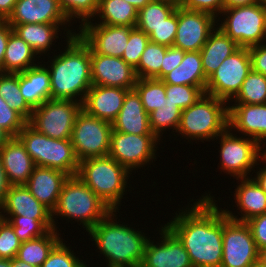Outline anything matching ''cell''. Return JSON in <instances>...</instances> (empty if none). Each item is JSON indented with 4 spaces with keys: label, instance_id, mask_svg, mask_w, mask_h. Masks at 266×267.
<instances>
[{
    "label": "cell",
    "instance_id": "obj_9",
    "mask_svg": "<svg viewBox=\"0 0 266 267\" xmlns=\"http://www.w3.org/2000/svg\"><path fill=\"white\" fill-rule=\"evenodd\" d=\"M112 130V123L91 116L81 109L70 138L78 161L107 156Z\"/></svg>",
    "mask_w": 266,
    "mask_h": 267
},
{
    "label": "cell",
    "instance_id": "obj_5",
    "mask_svg": "<svg viewBox=\"0 0 266 267\" xmlns=\"http://www.w3.org/2000/svg\"><path fill=\"white\" fill-rule=\"evenodd\" d=\"M131 173L109 155L79 162L77 176L112 210H120Z\"/></svg>",
    "mask_w": 266,
    "mask_h": 267
},
{
    "label": "cell",
    "instance_id": "obj_22",
    "mask_svg": "<svg viewBox=\"0 0 266 267\" xmlns=\"http://www.w3.org/2000/svg\"><path fill=\"white\" fill-rule=\"evenodd\" d=\"M69 178L63 171L35 166L25 186L51 212L54 210L62 186Z\"/></svg>",
    "mask_w": 266,
    "mask_h": 267
},
{
    "label": "cell",
    "instance_id": "obj_39",
    "mask_svg": "<svg viewBox=\"0 0 266 267\" xmlns=\"http://www.w3.org/2000/svg\"><path fill=\"white\" fill-rule=\"evenodd\" d=\"M233 99L234 104H266V76L252 69Z\"/></svg>",
    "mask_w": 266,
    "mask_h": 267
},
{
    "label": "cell",
    "instance_id": "obj_58",
    "mask_svg": "<svg viewBox=\"0 0 266 267\" xmlns=\"http://www.w3.org/2000/svg\"><path fill=\"white\" fill-rule=\"evenodd\" d=\"M12 138V136L5 131L3 128L0 127V148L7 143L10 139Z\"/></svg>",
    "mask_w": 266,
    "mask_h": 267
},
{
    "label": "cell",
    "instance_id": "obj_48",
    "mask_svg": "<svg viewBox=\"0 0 266 267\" xmlns=\"http://www.w3.org/2000/svg\"><path fill=\"white\" fill-rule=\"evenodd\" d=\"M187 10L206 12L214 17H218V22L220 17L219 13L224 10V0H185L181 6Z\"/></svg>",
    "mask_w": 266,
    "mask_h": 267
},
{
    "label": "cell",
    "instance_id": "obj_4",
    "mask_svg": "<svg viewBox=\"0 0 266 267\" xmlns=\"http://www.w3.org/2000/svg\"><path fill=\"white\" fill-rule=\"evenodd\" d=\"M111 210L77 175L69 176L51 212L53 227L57 230L55 218L61 216L80 222L88 232Z\"/></svg>",
    "mask_w": 266,
    "mask_h": 267
},
{
    "label": "cell",
    "instance_id": "obj_40",
    "mask_svg": "<svg viewBox=\"0 0 266 267\" xmlns=\"http://www.w3.org/2000/svg\"><path fill=\"white\" fill-rule=\"evenodd\" d=\"M134 89L140 95L145 111L150 114L160 108L166 98L165 83L154 78H138Z\"/></svg>",
    "mask_w": 266,
    "mask_h": 267
},
{
    "label": "cell",
    "instance_id": "obj_44",
    "mask_svg": "<svg viewBox=\"0 0 266 267\" xmlns=\"http://www.w3.org/2000/svg\"><path fill=\"white\" fill-rule=\"evenodd\" d=\"M149 41V36L144 31L134 27L129 34V40L123 52L122 59L135 68L139 64L141 54Z\"/></svg>",
    "mask_w": 266,
    "mask_h": 267
},
{
    "label": "cell",
    "instance_id": "obj_62",
    "mask_svg": "<svg viewBox=\"0 0 266 267\" xmlns=\"http://www.w3.org/2000/svg\"><path fill=\"white\" fill-rule=\"evenodd\" d=\"M0 267H12V260L0 258Z\"/></svg>",
    "mask_w": 266,
    "mask_h": 267
},
{
    "label": "cell",
    "instance_id": "obj_46",
    "mask_svg": "<svg viewBox=\"0 0 266 267\" xmlns=\"http://www.w3.org/2000/svg\"><path fill=\"white\" fill-rule=\"evenodd\" d=\"M178 28L177 8L160 26L155 28V31L149 35L150 42L173 46L176 32Z\"/></svg>",
    "mask_w": 266,
    "mask_h": 267
},
{
    "label": "cell",
    "instance_id": "obj_3",
    "mask_svg": "<svg viewBox=\"0 0 266 267\" xmlns=\"http://www.w3.org/2000/svg\"><path fill=\"white\" fill-rule=\"evenodd\" d=\"M116 212L111 210L88 235L105 257L107 267H140L149 238L142 230L136 231L124 222L120 224L114 219Z\"/></svg>",
    "mask_w": 266,
    "mask_h": 267
},
{
    "label": "cell",
    "instance_id": "obj_61",
    "mask_svg": "<svg viewBox=\"0 0 266 267\" xmlns=\"http://www.w3.org/2000/svg\"><path fill=\"white\" fill-rule=\"evenodd\" d=\"M156 1L167 2V3L174 5L177 8V7H181L185 0H156Z\"/></svg>",
    "mask_w": 266,
    "mask_h": 267
},
{
    "label": "cell",
    "instance_id": "obj_35",
    "mask_svg": "<svg viewBox=\"0 0 266 267\" xmlns=\"http://www.w3.org/2000/svg\"><path fill=\"white\" fill-rule=\"evenodd\" d=\"M176 10L170 3L152 0L145 7L138 10L136 28L144 31L148 36L155 31Z\"/></svg>",
    "mask_w": 266,
    "mask_h": 267
},
{
    "label": "cell",
    "instance_id": "obj_60",
    "mask_svg": "<svg viewBox=\"0 0 266 267\" xmlns=\"http://www.w3.org/2000/svg\"><path fill=\"white\" fill-rule=\"evenodd\" d=\"M258 261L266 267V248L259 250Z\"/></svg>",
    "mask_w": 266,
    "mask_h": 267
},
{
    "label": "cell",
    "instance_id": "obj_1",
    "mask_svg": "<svg viewBox=\"0 0 266 267\" xmlns=\"http://www.w3.org/2000/svg\"><path fill=\"white\" fill-rule=\"evenodd\" d=\"M213 198L202 195L165 224L182 242L193 267H221L223 210Z\"/></svg>",
    "mask_w": 266,
    "mask_h": 267
},
{
    "label": "cell",
    "instance_id": "obj_50",
    "mask_svg": "<svg viewBox=\"0 0 266 267\" xmlns=\"http://www.w3.org/2000/svg\"><path fill=\"white\" fill-rule=\"evenodd\" d=\"M186 51L180 48L170 46L166 49L165 55L163 57V64L161 65V79L171 72L174 68L180 65L183 60L184 53Z\"/></svg>",
    "mask_w": 266,
    "mask_h": 267
},
{
    "label": "cell",
    "instance_id": "obj_31",
    "mask_svg": "<svg viewBox=\"0 0 266 267\" xmlns=\"http://www.w3.org/2000/svg\"><path fill=\"white\" fill-rule=\"evenodd\" d=\"M36 56L32 48L12 31L4 54L3 73H18L37 65Z\"/></svg>",
    "mask_w": 266,
    "mask_h": 267
},
{
    "label": "cell",
    "instance_id": "obj_17",
    "mask_svg": "<svg viewBox=\"0 0 266 267\" xmlns=\"http://www.w3.org/2000/svg\"><path fill=\"white\" fill-rule=\"evenodd\" d=\"M159 233L160 243L155 244L149 237L140 267H193L182 242L166 225Z\"/></svg>",
    "mask_w": 266,
    "mask_h": 267
},
{
    "label": "cell",
    "instance_id": "obj_15",
    "mask_svg": "<svg viewBox=\"0 0 266 267\" xmlns=\"http://www.w3.org/2000/svg\"><path fill=\"white\" fill-rule=\"evenodd\" d=\"M177 21L173 46L186 52L200 51L218 23L217 18L209 13L182 7H177Z\"/></svg>",
    "mask_w": 266,
    "mask_h": 267
},
{
    "label": "cell",
    "instance_id": "obj_27",
    "mask_svg": "<svg viewBox=\"0 0 266 267\" xmlns=\"http://www.w3.org/2000/svg\"><path fill=\"white\" fill-rule=\"evenodd\" d=\"M37 63V65L19 72L20 93L32 109L51 99L49 70L45 64H40L42 62L38 61Z\"/></svg>",
    "mask_w": 266,
    "mask_h": 267
},
{
    "label": "cell",
    "instance_id": "obj_26",
    "mask_svg": "<svg viewBox=\"0 0 266 267\" xmlns=\"http://www.w3.org/2000/svg\"><path fill=\"white\" fill-rule=\"evenodd\" d=\"M0 212L1 216L21 215L28 219L52 220L51 211L40 203L25 185H11L9 187Z\"/></svg>",
    "mask_w": 266,
    "mask_h": 267
},
{
    "label": "cell",
    "instance_id": "obj_18",
    "mask_svg": "<svg viewBox=\"0 0 266 267\" xmlns=\"http://www.w3.org/2000/svg\"><path fill=\"white\" fill-rule=\"evenodd\" d=\"M137 79L135 69L122 58L91 53L92 85L132 90Z\"/></svg>",
    "mask_w": 266,
    "mask_h": 267
},
{
    "label": "cell",
    "instance_id": "obj_11",
    "mask_svg": "<svg viewBox=\"0 0 266 267\" xmlns=\"http://www.w3.org/2000/svg\"><path fill=\"white\" fill-rule=\"evenodd\" d=\"M251 70L252 61L249 49L239 47L208 78L205 94L225 100L230 104Z\"/></svg>",
    "mask_w": 266,
    "mask_h": 267
},
{
    "label": "cell",
    "instance_id": "obj_49",
    "mask_svg": "<svg viewBox=\"0 0 266 267\" xmlns=\"http://www.w3.org/2000/svg\"><path fill=\"white\" fill-rule=\"evenodd\" d=\"M246 224L251 230L258 250L266 248V213L249 219Z\"/></svg>",
    "mask_w": 266,
    "mask_h": 267
},
{
    "label": "cell",
    "instance_id": "obj_38",
    "mask_svg": "<svg viewBox=\"0 0 266 267\" xmlns=\"http://www.w3.org/2000/svg\"><path fill=\"white\" fill-rule=\"evenodd\" d=\"M168 47L150 42L141 54L139 64L134 68L137 78H154L161 80V65Z\"/></svg>",
    "mask_w": 266,
    "mask_h": 267
},
{
    "label": "cell",
    "instance_id": "obj_6",
    "mask_svg": "<svg viewBox=\"0 0 266 267\" xmlns=\"http://www.w3.org/2000/svg\"><path fill=\"white\" fill-rule=\"evenodd\" d=\"M227 104V105H226ZM228 128V103L204 94L195 104L182 110L177 133L192 140H216ZM190 139V140H189Z\"/></svg>",
    "mask_w": 266,
    "mask_h": 267
},
{
    "label": "cell",
    "instance_id": "obj_59",
    "mask_svg": "<svg viewBox=\"0 0 266 267\" xmlns=\"http://www.w3.org/2000/svg\"><path fill=\"white\" fill-rule=\"evenodd\" d=\"M12 260V267H37L31 264H28L24 261L19 260L17 257L11 259Z\"/></svg>",
    "mask_w": 266,
    "mask_h": 267
},
{
    "label": "cell",
    "instance_id": "obj_16",
    "mask_svg": "<svg viewBox=\"0 0 266 267\" xmlns=\"http://www.w3.org/2000/svg\"><path fill=\"white\" fill-rule=\"evenodd\" d=\"M134 27L113 26L86 22L77 33L89 46L90 53L122 58L129 40V34Z\"/></svg>",
    "mask_w": 266,
    "mask_h": 267
},
{
    "label": "cell",
    "instance_id": "obj_65",
    "mask_svg": "<svg viewBox=\"0 0 266 267\" xmlns=\"http://www.w3.org/2000/svg\"><path fill=\"white\" fill-rule=\"evenodd\" d=\"M263 4H264V9H265V20H266V2H264Z\"/></svg>",
    "mask_w": 266,
    "mask_h": 267
},
{
    "label": "cell",
    "instance_id": "obj_51",
    "mask_svg": "<svg viewBox=\"0 0 266 267\" xmlns=\"http://www.w3.org/2000/svg\"><path fill=\"white\" fill-rule=\"evenodd\" d=\"M248 49L251 55L252 69L266 76V43Z\"/></svg>",
    "mask_w": 266,
    "mask_h": 267
},
{
    "label": "cell",
    "instance_id": "obj_57",
    "mask_svg": "<svg viewBox=\"0 0 266 267\" xmlns=\"http://www.w3.org/2000/svg\"><path fill=\"white\" fill-rule=\"evenodd\" d=\"M126 3H130L133 5L137 10L145 7L149 2L152 0H124Z\"/></svg>",
    "mask_w": 266,
    "mask_h": 267
},
{
    "label": "cell",
    "instance_id": "obj_64",
    "mask_svg": "<svg viewBox=\"0 0 266 267\" xmlns=\"http://www.w3.org/2000/svg\"><path fill=\"white\" fill-rule=\"evenodd\" d=\"M250 267H265L259 261L253 263Z\"/></svg>",
    "mask_w": 266,
    "mask_h": 267
},
{
    "label": "cell",
    "instance_id": "obj_47",
    "mask_svg": "<svg viewBox=\"0 0 266 267\" xmlns=\"http://www.w3.org/2000/svg\"><path fill=\"white\" fill-rule=\"evenodd\" d=\"M28 122L15 110L11 109L0 96V127L12 137H17Z\"/></svg>",
    "mask_w": 266,
    "mask_h": 267
},
{
    "label": "cell",
    "instance_id": "obj_28",
    "mask_svg": "<svg viewBox=\"0 0 266 267\" xmlns=\"http://www.w3.org/2000/svg\"><path fill=\"white\" fill-rule=\"evenodd\" d=\"M239 48L217 26L200 50L204 74L208 79L222 62Z\"/></svg>",
    "mask_w": 266,
    "mask_h": 267
},
{
    "label": "cell",
    "instance_id": "obj_63",
    "mask_svg": "<svg viewBox=\"0 0 266 267\" xmlns=\"http://www.w3.org/2000/svg\"><path fill=\"white\" fill-rule=\"evenodd\" d=\"M263 146L266 148V143H264L261 147H263ZM264 147L261 148V150H264L261 152V158L266 162V149H264Z\"/></svg>",
    "mask_w": 266,
    "mask_h": 267
},
{
    "label": "cell",
    "instance_id": "obj_8",
    "mask_svg": "<svg viewBox=\"0 0 266 267\" xmlns=\"http://www.w3.org/2000/svg\"><path fill=\"white\" fill-rule=\"evenodd\" d=\"M218 28L239 47L250 48L266 42V20L263 2L224 9ZM225 15V16H224ZM227 16V17H226Z\"/></svg>",
    "mask_w": 266,
    "mask_h": 267
},
{
    "label": "cell",
    "instance_id": "obj_55",
    "mask_svg": "<svg viewBox=\"0 0 266 267\" xmlns=\"http://www.w3.org/2000/svg\"><path fill=\"white\" fill-rule=\"evenodd\" d=\"M260 160L262 161V163L265 165L263 166V168H259L258 172H255L256 176H253L252 178L258 183V185L261 187V189L266 193V162L260 158Z\"/></svg>",
    "mask_w": 266,
    "mask_h": 267
},
{
    "label": "cell",
    "instance_id": "obj_24",
    "mask_svg": "<svg viewBox=\"0 0 266 267\" xmlns=\"http://www.w3.org/2000/svg\"><path fill=\"white\" fill-rule=\"evenodd\" d=\"M0 157L10 185H25L35 164L17 137H12L0 148Z\"/></svg>",
    "mask_w": 266,
    "mask_h": 267
},
{
    "label": "cell",
    "instance_id": "obj_56",
    "mask_svg": "<svg viewBox=\"0 0 266 267\" xmlns=\"http://www.w3.org/2000/svg\"><path fill=\"white\" fill-rule=\"evenodd\" d=\"M258 2L259 0H224V9L238 6H250Z\"/></svg>",
    "mask_w": 266,
    "mask_h": 267
},
{
    "label": "cell",
    "instance_id": "obj_34",
    "mask_svg": "<svg viewBox=\"0 0 266 267\" xmlns=\"http://www.w3.org/2000/svg\"><path fill=\"white\" fill-rule=\"evenodd\" d=\"M0 96L7 105L18 112L27 122L30 121L33 109L28 105L19 88L18 73L0 72Z\"/></svg>",
    "mask_w": 266,
    "mask_h": 267
},
{
    "label": "cell",
    "instance_id": "obj_37",
    "mask_svg": "<svg viewBox=\"0 0 266 267\" xmlns=\"http://www.w3.org/2000/svg\"><path fill=\"white\" fill-rule=\"evenodd\" d=\"M1 218L13 227L15 234L21 242L42 237L54 229L52 220L28 219L21 215H7L1 216Z\"/></svg>",
    "mask_w": 266,
    "mask_h": 267
},
{
    "label": "cell",
    "instance_id": "obj_42",
    "mask_svg": "<svg viewBox=\"0 0 266 267\" xmlns=\"http://www.w3.org/2000/svg\"><path fill=\"white\" fill-rule=\"evenodd\" d=\"M165 92L166 98L184 110L195 104L205 94V87L165 84Z\"/></svg>",
    "mask_w": 266,
    "mask_h": 267
},
{
    "label": "cell",
    "instance_id": "obj_23",
    "mask_svg": "<svg viewBox=\"0 0 266 267\" xmlns=\"http://www.w3.org/2000/svg\"><path fill=\"white\" fill-rule=\"evenodd\" d=\"M239 180L235 188L234 200L237 210L241 213L240 218L228 209H223L226 216L235 221L246 222L249 219L266 213V193L261 189L253 178H236ZM234 214V215H233Z\"/></svg>",
    "mask_w": 266,
    "mask_h": 267
},
{
    "label": "cell",
    "instance_id": "obj_13",
    "mask_svg": "<svg viewBox=\"0 0 266 267\" xmlns=\"http://www.w3.org/2000/svg\"><path fill=\"white\" fill-rule=\"evenodd\" d=\"M221 267H250L258 261L259 250L246 222L229 219L223 210Z\"/></svg>",
    "mask_w": 266,
    "mask_h": 267
},
{
    "label": "cell",
    "instance_id": "obj_30",
    "mask_svg": "<svg viewBox=\"0 0 266 267\" xmlns=\"http://www.w3.org/2000/svg\"><path fill=\"white\" fill-rule=\"evenodd\" d=\"M66 24H19L10 25L13 31L23 39L37 55L51 50L52 42L59 38V27Z\"/></svg>",
    "mask_w": 266,
    "mask_h": 267
},
{
    "label": "cell",
    "instance_id": "obj_20",
    "mask_svg": "<svg viewBox=\"0 0 266 267\" xmlns=\"http://www.w3.org/2000/svg\"><path fill=\"white\" fill-rule=\"evenodd\" d=\"M228 128L262 146V142L266 143V104H229Z\"/></svg>",
    "mask_w": 266,
    "mask_h": 267
},
{
    "label": "cell",
    "instance_id": "obj_36",
    "mask_svg": "<svg viewBox=\"0 0 266 267\" xmlns=\"http://www.w3.org/2000/svg\"><path fill=\"white\" fill-rule=\"evenodd\" d=\"M182 110L169 98H165L160 108L149 114V126L151 132L160 140L163 132L173 129L177 132ZM175 130V131H174ZM163 131V132H162Z\"/></svg>",
    "mask_w": 266,
    "mask_h": 267
},
{
    "label": "cell",
    "instance_id": "obj_7",
    "mask_svg": "<svg viewBox=\"0 0 266 267\" xmlns=\"http://www.w3.org/2000/svg\"><path fill=\"white\" fill-rule=\"evenodd\" d=\"M17 138L25 146L35 166L57 169L69 176L78 173L79 161L70 139H54L38 132L27 123Z\"/></svg>",
    "mask_w": 266,
    "mask_h": 267
},
{
    "label": "cell",
    "instance_id": "obj_41",
    "mask_svg": "<svg viewBox=\"0 0 266 267\" xmlns=\"http://www.w3.org/2000/svg\"><path fill=\"white\" fill-rule=\"evenodd\" d=\"M58 2L70 24L75 18L81 19L79 27L88 21H94L92 18L95 17L99 4V0H58Z\"/></svg>",
    "mask_w": 266,
    "mask_h": 267
},
{
    "label": "cell",
    "instance_id": "obj_32",
    "mask_svg": "<svg viewBox=\"0 0 266 267\" xmlns=\"http://www.w3.org/2000/svg\"><path fill=\"white\" fill-rule=\"evenodd\" d=\"M96 17L98 24L135 27L138 10L124 0H99Z\"/></svg>",
    "mask_w": 266,
    "mask_h": 267
},
{
    "label": "cell",
    "instance_id": "obj_54",
    "mask_svg": "<svg viewBox=\"0 0 266 267\" xmlns=\"http://www.w3.org/2000/svg\"><path fill=\"white\" fill-rule=\"evenodd\" d=\"M17 0H0V20H7L12 14Z\"/></svg>",
    "mask_w": 266,
    "mask_h": 267
},
{
    "label": "cell",
    "instance_id": "obj_43",
    "mask_svg": "<svg viewBox=\"0 0 266 267\" xmlns=\"http://www.w3.org/2000/svg\"><path fill=\"white\" fill-rule=\"evenodd\" d=\"M62 239L50 252L41 267H87L86 262L76 257L69 246Z\"/></svg>",
    "mask_w": 266,
    "mask_h": 267
},
{
    "label": "cell",
    "instance_id": "obj_12",
    "mask_svg": "<svg viewBox=\"0 0 266 267\" xmlns=\"http://www.w3.org/2000/svg\"><path fill=\"white\" fill-rule=\"evenodd\" d=\"M82 103L72 100H46L33 109L28 122L38 132L54 139H70Z\"/></svg>",
    "mask_w": 266,
    "mask_h": 267
},
{
    "label": "cell",
    "instance_id": "obj_14",
    "mask_svg": "<svg viewBox=\"0 0 266 267\" xmlns=\"http://www.w3.org/2000/svg\"><path fill=\"white\" fill-rule=\"evenodd\" d=\"M160 141L155 135H135L112 130L108 155L132 174L133 169H141L155 161L156 146Z\"/></svg>",
    "mask_w": 266,
    "mask_h": 267
},
{
    "label": "cell",
    "instance_id": "obj_19",
    "mask_svg": "<svg viewBox=\"0 0 266 267\" xmlns=\"http://www.w3.org/2000/svg\"><path fill=\"white\" fill-rule=\"evenodd\" d=\"M9 25L70 23L58 0H17Z\"/></svg>",
    "mask_w": 266,
    "mask_h": 267
},
{
    "label": "cell",
    "instance_id": "obj_45",
    "mask_svg": "<svg viewBox=\"0 0 266 267\" xmlns=\"http://www.w3.org/2000/svg\"><path fill=\"white\" fill-rule=\"evenodd\" d=\"M21 243L13 227L6 220L0 218V258H15Z\"/></svg>",
    "mask_w": 266,
    "mask_h": 267
},
{
    "label": "cell",
    "instance_id": "obj_21",
    "mask_svg": "<svg viewBox=\"0 0 266 267\" xmlns=\"http://www.w3.org/2000/svg\"><path fill=\"white\" fill-rule=\"evenodd\" d=\"M128 89L92 85L82 102L89 115L112 123L120 112Z\"/></svg>",
    "mask_w": 266,
    "mask_h": 267
},
{
    "label": "cell",
    "instance_id": "obj_52",
    "mask_svg": "<svg viewBox=\"0 0 266 267\" xmlns=\"http://www.w3.org/2000/svg\"><path fill=\"white\" fill-rule=\"evenodd\" d=\"M12 31L13 28L8 24L6 20H0V72L1 73H3V61L7 47V42L9 39V35Z\"/></svg>",
    "mask_w": 266,
    "mask_h": 267
},
{
    "label": "cell",
    "instance_id": "obj_2",
    "mask_svg": "<svg viewBox=\"0 0 266 267\" xmlns=\"http://www.w3.org/2000/svg\"><path fill=\"white\" fill-rule=\"evenodd\" d=\"M65 29L66 27L63 34H67V45L63 52L52 57L50 65L47 66L50 73L51 99L82 103L92 87L90 48L76 30L72 32L73 30Z\"/></svg>",
    "mask_w": 266,
    "mask_h": 267
},
{
    "label": "cell",
    "instance_id": "obj_33",
    "mask_svg": "<svg viewBox=\"0 0 266 267\" xmlns=\"http://www.w3.org/2000/svg\"><path fill=\"white\" fill-rule=\"evenodd\" d=\"M61 240L59 230H50L42 237L22 242L16 257L28 264L41 267L52 249Z\"/></svg>",
    "mask_w": 266,
    "mask_h": 267
},
{
    "label": "cell",
    "instance_id": "obj_53",
    "mask_svg": "<svg viewBox=\"0 0 266 267\" xmlns=\"http://www.w3.org/2000/svg\"><path fill=\"white\" fill-rule=\"evenodd\" d=\"M9 184L7 176L0 157V207L3 205L6 199L7 192L9 190Z\"/></svg>",
    "mask_w": 266,
    "mask_h": 267
},
{
    "label": "cell",
    "instance_id": "obj_25",
    "mask_svg": "<svg viewBox=\"0 0 266 267\" xmlns=\"http://www.w3.org/2000/svg\"><path fill=\"white\" fill-rule=\"evenodd\" d=\"M112 129L128 134L154 135L149 126V114L145 111L140 95L135 89L126 93L123 106L112 122Z\"/></svg>",
    "mask_w": 266,
    "mask_h": 267
},
{
    "label": "cell",
    "instance_id": "obj_29",
    "mask_svg": "<svg viewBox=\"0 0 266 267\" xmlns=\"http://www.w3.org/2000/svg\"><path fill=\"white\" fill-rule=\"evenodd\" d=\"M165 84L206 87L200 51H187L179 66L161 79Z\"/></svg>",
    "mask_w": 266,
    "mask_h": 267
},
{
    "label": "cell",
    "instance_id": "obj_10",
    "mask_svg": "<svg viewBox=\"0 0 266 267\" xmlns=\"http://www.w3.org/2000/svg\"><path fill=\"white\" fill-rule=\"evenodd\" d=\"M236 135L227 128L216 138L220 140V168L234 178H249L251 170L260 165L262 147L255 139Z\"/></svg>",
    "mask_w": 266,
    "mask_h": 267
}]
</instances>
